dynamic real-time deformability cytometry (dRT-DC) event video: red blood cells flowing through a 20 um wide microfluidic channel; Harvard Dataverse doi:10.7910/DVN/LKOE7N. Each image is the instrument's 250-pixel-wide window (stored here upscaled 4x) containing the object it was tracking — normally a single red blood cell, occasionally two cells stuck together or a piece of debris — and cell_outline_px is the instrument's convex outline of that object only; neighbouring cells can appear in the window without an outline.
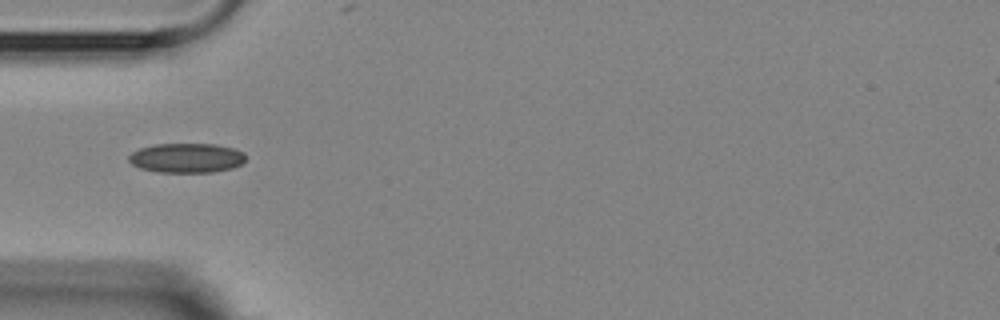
{"species": "Egyptian fruit bat (a non-hibernating species)", "species_latin": "Rousettus aegyptiacus", "temperature_condition": "room temperature", "stored_images_in_passage": 2, "camera_frame_rate_fps": 3000, "um_per_image_px": 0.085, "animal": {"sex": "female"}, "frame": {"image": 1, "passage_image": 1, "time_ms": 0.0, "image_size_px": [1000, 320], "cell_outline_px": [[244, 160], [240, 164], [232, 168], [212, 172], [160, 172], [140, 168], [132, 164], [128, 160], [128, 156], [132, 152], [140, 148], [156, 144], [216, 144], [236, 148], [244, 152]], "centroid_in_image_um": [15.86, 13.42], "position_along_channel_um": 69.1, "area_um2": 20.11}}
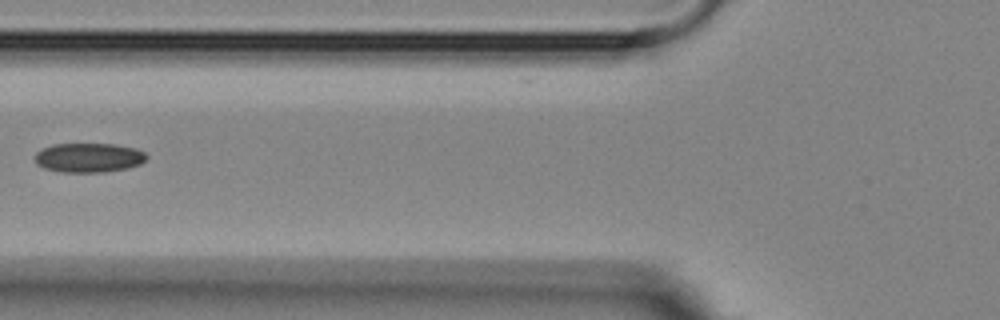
{"frame": {"image": 2, "passage_image": 2, "time_ms": 1.333, "image_size_px": [1000, 320], "cell_outline_px": [[148, 156], [140, 164], [128, 168], [104, 172], [60, 172], [44, 168], [36, 164], [36, 152], [40, 148], [52, 144], [116, 144], [136, 148], [144, 152]], "centroid_in_image_um": [7.53, 13.39], "position_along_channel_um": 118.3, "area_um2": 19.25}}